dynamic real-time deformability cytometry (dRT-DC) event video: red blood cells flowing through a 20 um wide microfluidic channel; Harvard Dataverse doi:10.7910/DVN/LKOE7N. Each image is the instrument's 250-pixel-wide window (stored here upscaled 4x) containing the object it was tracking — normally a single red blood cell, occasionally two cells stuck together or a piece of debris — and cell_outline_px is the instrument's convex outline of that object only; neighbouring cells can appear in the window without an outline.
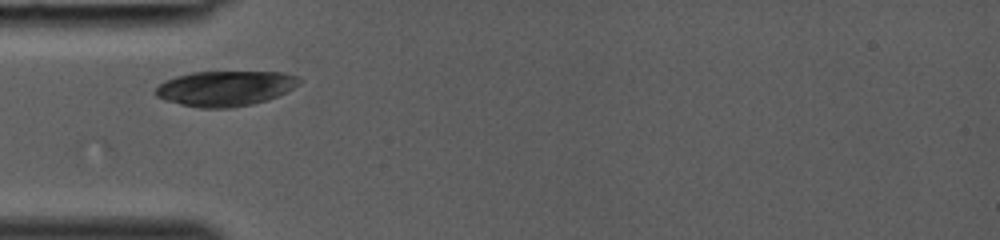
{"species": "common noctule bat (a hibernating species)", "species_latin": "Nyctalus noctula", "temperature_condition": "room temperature", "stored_images_in_passage": 23, "camera_frame_rate_fps": 3000, "um_per_image_px": 0.085, "animal": {"sex": "female", "body_mass_g": 19.0, "forearm_length_mm": 53.3}, "frame": {"image": 1, "passage_image": 1, "time_ms": 0.0, "image_size_px": [1000, 240], "cell_outline_px": [[304, 80], [300, 84], [268, 100], [252, 104], [232, 108], [200, 108], [180, 104], [164, 100], [156, 96], [152, 92], [164, 80], [176, 76], [192, 72], [280, 72], [296, 76]], "centroid_in_image_um": [19.12, 7.51], "position_along_channel_um": 65.9, "area_um2": 29.59}}
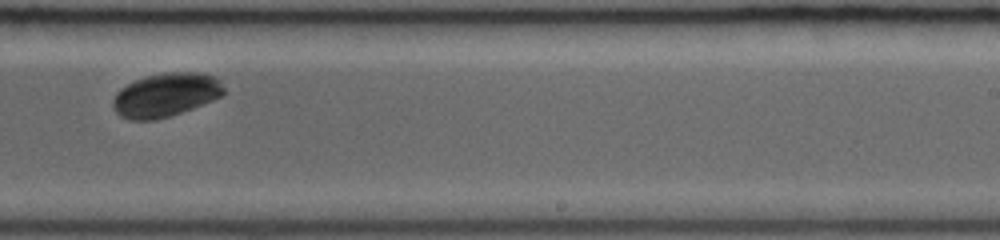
{"frame": {"image": 2, "passage_image": 14, "time_ms": 4.333, "image_size_px": [1000, 240], "cell_outline_px": [[224, 96], [172, 116], [156, 120], [128, 120], [120, 116], [112, 108], [112, 100], [116, 92], [120, 88], [144, 76], [164, 72], [196, 72], [216, 76], [220, 80], [224, 88]], "centroid_in_image_um": [14.09, 8.07], "position_along_channel_um": 274.9, "area_um2": 28.73}}
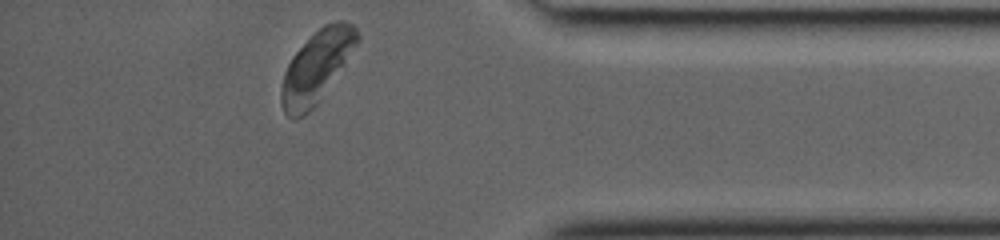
{"frame": {"image": 3, "passage_image": 23, "time_ms": 7.333, "image_size_px": [1000, 240], "cell_outline_px": [[360, 40], [320, 100], [304, 116], [296, 120], [292, 120], [284, 112], [280, 104], [280, 92], [284, 72], [292, 56], [324, 24], [336, 20], [344, 20], [352, 24], [356, 28], [360, 36]], "centroid_in_image_um": [26.89, 5.7], "position_along_channel_um": 408.3, "area_um2": 31.5}}